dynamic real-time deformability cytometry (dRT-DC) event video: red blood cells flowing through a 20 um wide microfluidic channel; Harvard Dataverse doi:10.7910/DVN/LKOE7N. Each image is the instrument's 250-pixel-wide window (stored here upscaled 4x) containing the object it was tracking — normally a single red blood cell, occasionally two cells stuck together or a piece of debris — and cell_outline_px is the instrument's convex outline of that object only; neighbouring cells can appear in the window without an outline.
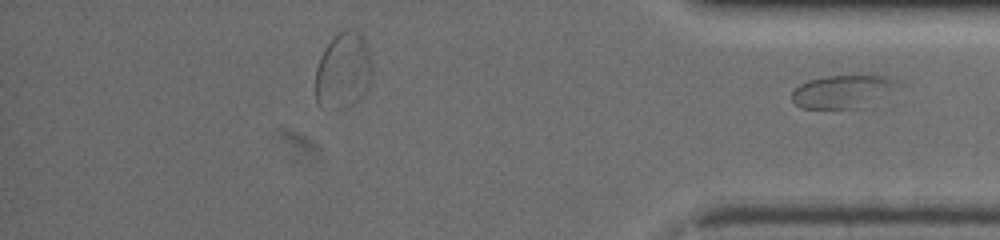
{"species": "common noctule bat (a hibernating species)", "species_latin": "Nyctalus noctula", "temperature_condition": "warm", "stored_images_in_passage": 44, "segment_of_instrument_passage": [2, 2], "camera_frame_rate_fps": 3000, "um_per_image_px": 0.085, "animal": {"sex": "female", "body_mass_g": 19.5, "forearm_length_mm": 54.1}, "frame": {"image": 1, "passage_image": 44, "time_ms": 14.333, "image_size_px": [1000, 240], "cell_outline_px": [[896, 80], [892, 84], [860, 108], [800, 108], [792, 100], [792, 92], [800, 84], [808, 80], [824, 76], [884, 76]], "centroid_in_image_um": [71.36, 7.77], "position_along_channel_um": 363.8, "area_um2": 18.84}}